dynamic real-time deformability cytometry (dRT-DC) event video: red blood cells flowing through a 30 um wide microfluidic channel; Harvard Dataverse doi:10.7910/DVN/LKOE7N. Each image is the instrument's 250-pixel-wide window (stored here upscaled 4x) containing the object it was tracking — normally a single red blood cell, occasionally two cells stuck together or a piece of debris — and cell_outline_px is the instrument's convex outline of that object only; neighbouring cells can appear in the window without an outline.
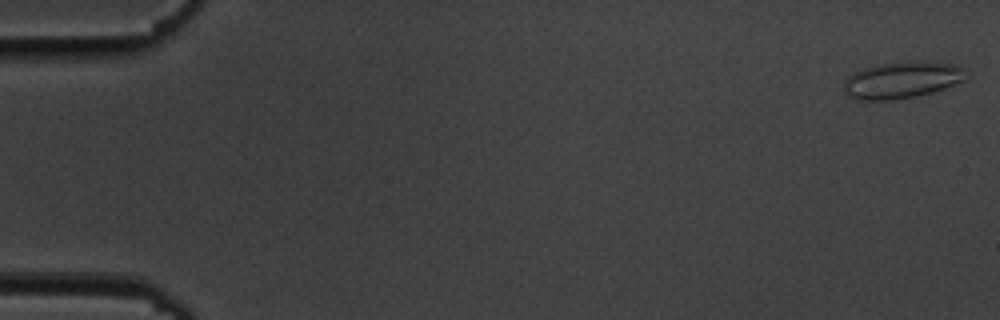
{"species": "common noctule bat (a hibernating species)", "species_latin": "Nyctalus noctula", "temperature_condition": "cold", "stored_images_in_passage": 52, "camera_frame_rate_fps": 3000, "um_per_image_px": 0.085, "animal": {"sex": "male", "body_mass_g": 19.5, "forearm_length_mm": 54.6}, "frame": {"image": 1, "passage_image": 1, "time_ms": 0.0, "image_size_px": [1000, 320], "cell_outline_px": [[972, 72], [960, 80], [944, 88], [932, 92], [916, 96], [892, 100], [856, 100], [848, 96], [844, 92], [844, 84], [848, 76], [864, 68], [880, 64], [916, 60], [952, 64], [964, 68]], "centroid_in_image_um": [76.66, 6.8], "position_along_channel_um": 8.3, "area_um2": 26.07}}
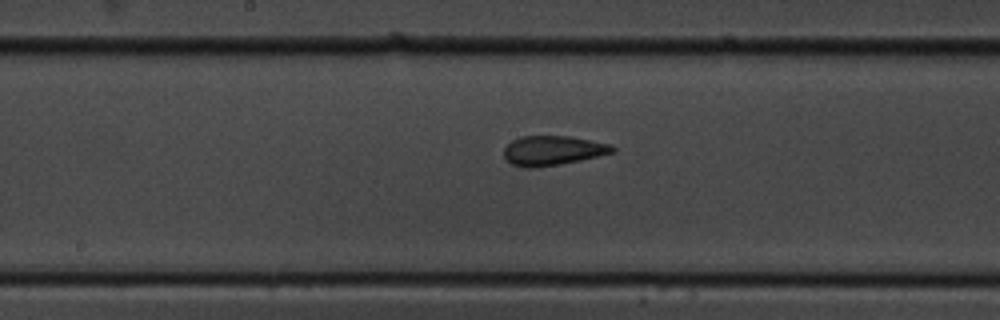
{"frame": {"image": 2, "passage_image": 29, "time_ms": 9.333, "image_size_px": [1000, 320], "cell_outline_px": [[616, 152], [580, 160], [536, 168], [524, 168], [512, 164], [504, 156], [504, 148], [512, 140], [520, 136], [572, 136], [612, 144], [616, 148]], "centroid_in_image_um": [47.01, 12.79], "position_along_channel_um": 201.2, "area_um2": 18.84}}
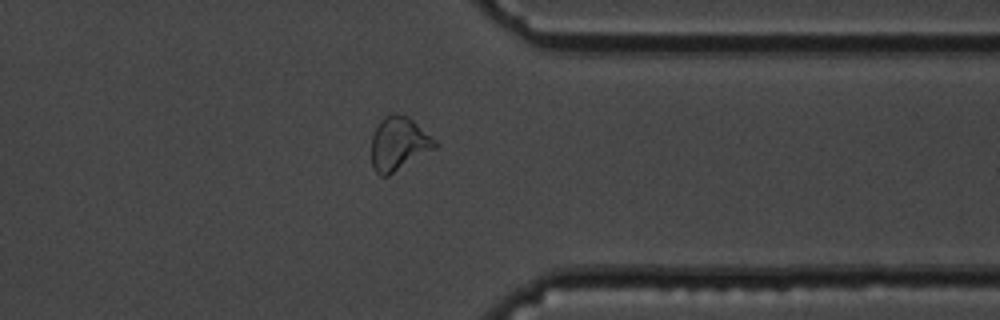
{"frame": {"image": 3, "passage_image": 44, "time_ms": 14.333, "image_size_px": [1000, 320], "cell_outline_px": [[440, 144], [436, 148], [388, 176], [380, 176], [372, 168], [372, 136], [380, 120], [384, 116], [408, 116], [436, 140]], "centroid_in_image_um": [33.9, 12.25], "position_along_channel_um": 377.5, "area_um2": 19.59}}